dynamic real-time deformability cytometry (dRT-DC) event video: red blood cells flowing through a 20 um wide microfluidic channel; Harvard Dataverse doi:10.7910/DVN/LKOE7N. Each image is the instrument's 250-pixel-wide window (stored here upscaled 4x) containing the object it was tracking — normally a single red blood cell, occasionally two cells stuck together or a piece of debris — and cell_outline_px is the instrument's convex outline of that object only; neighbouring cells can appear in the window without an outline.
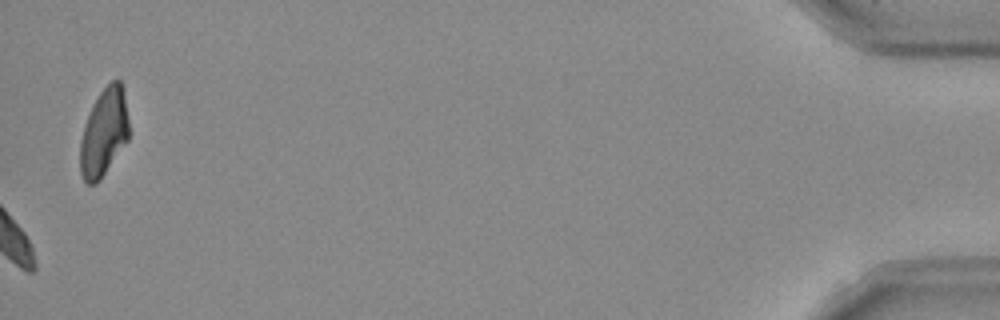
{"species": "Egyptian fruit bat (a non-hibernating species)", "species_latin": "Rousettus aegyptiacus", "temperature_condition": "room temperature", "stored_images_in_passage": 38, "camera_frame_rate_fps": 3000, "um_per_image_px": 0.085, "frame": {"image": 1, "passage_image": 38, "time_ms": 12.333, "image_size_px": [1000, 320], "cell_outline_px": [[128, 140], [100, 180], [96, 184], [88, 184], [84, 180], [80, 172], [80, 140], [84, 124], [100, 92], [112, 80], [120, 80], [124, 88], [128, 120]], "centroid_in_image_um": [8.83, 11.28], "position_along_channel_um": 426.4, "area_um2": 24.8}, "authors_computed_cell_mechanics": {"area_um2": 17.629, "velocity_mm_per_s": 3.8958, "shape_relaxation_time_tau1_ms": 3.9563, "shape_relaxation_time_tau2_ms": null, "deformation_change_tau1": 0.0927, "deformation_change_tau2": null}}